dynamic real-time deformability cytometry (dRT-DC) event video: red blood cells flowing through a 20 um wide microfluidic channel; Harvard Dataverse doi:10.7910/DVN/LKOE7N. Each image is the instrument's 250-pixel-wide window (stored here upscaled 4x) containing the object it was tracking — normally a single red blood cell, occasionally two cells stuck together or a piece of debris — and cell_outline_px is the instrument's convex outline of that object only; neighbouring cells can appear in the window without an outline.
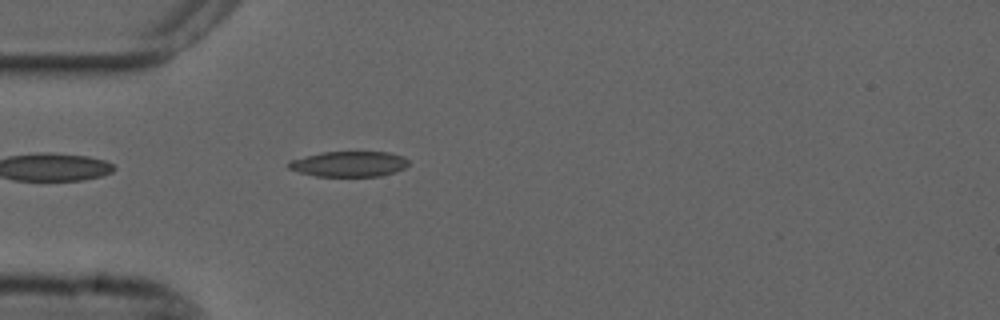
{"species": "common noctule bat (a hibernating species)", "species_latin": "Nyctalus noctula", "temperature_condition": "cold", "stored_images_in_passage": 40, "camera_frame_rate_fps": 3000, "um_per_image_px": 0.085, "animal": {"sex": "male", "forearm_length_mm": 52.5}, "frame": {"image": 1, "passage_image": 1, "time_ms": 0.0, "image_size_px": [1000, 320], "cell_outline_px": [[408, 164], [404, 168], [396, 172], [380, 176], [316, 176], [300, 172], [288, 168], [288, 160], [324, 152], [388, 152], [404, 156], [408, 160]], "centroid_in_image_um": [29.68, 13.94], "position_along_channel_um": 55.3, "area_um2": 17.74}}
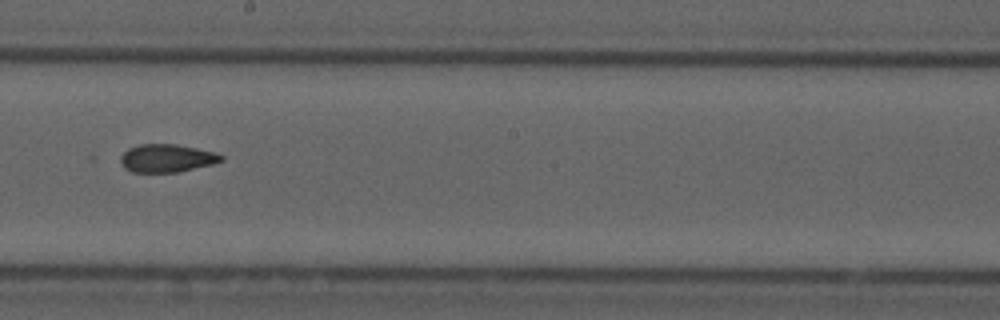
{"frame": {"image": 2, "passage_image": 16, "time_ms": 5.0, "image_size_px": [1000, 320], "cell_outline_px": [[224, 160], [212, 164], [180, 172], [132, 172], [124, 168], [120, 160], [120, 156], [128, 148], [140, 144], [176, 144], [216, 152], [224, 156]], "centroid_in_image_um": [14.19, 13.45], "position_along_channel_um": 234.0, "area_um2": 16.53}}
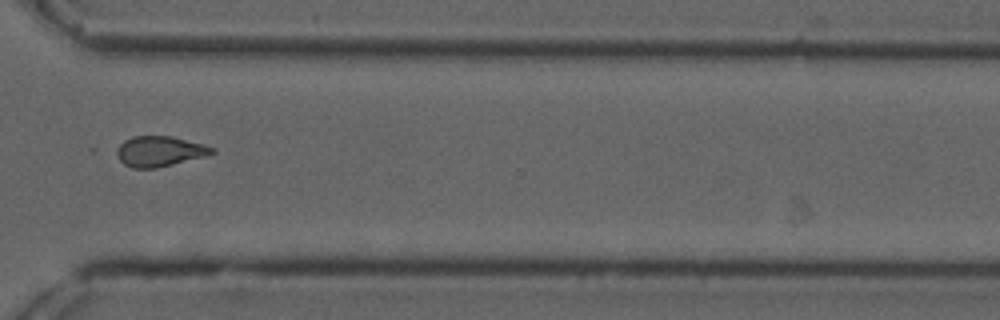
{"frame": {"image": 3, "passage_image": 26, "time_ms": 8.333, "image_size_px": [1000, 320], "cell_outline_px": [[216, 152], [204, 156], [156, 168], [132, 168], [124, 164], [120, 160], [116, 152], [120, 144], [124, 140], [132, 136], [172, 136], [204, 144], [216, 148]], "centroid_in_image_um": [13.58, 12.85], "position_along_channel_um": 357.0, "area_um2": 16.76}, "authors_computed_cell_mechanics": {"area_um2": 16.8776, "velocity_mm_per_s": 3.7009, "shape_relaxation_time_tau1_ms": null, "shape_relaxation_time_tau2_ms": 2.9966, "deformation_change_tau1": null, "deformation_change_tau2": 0.1068}}